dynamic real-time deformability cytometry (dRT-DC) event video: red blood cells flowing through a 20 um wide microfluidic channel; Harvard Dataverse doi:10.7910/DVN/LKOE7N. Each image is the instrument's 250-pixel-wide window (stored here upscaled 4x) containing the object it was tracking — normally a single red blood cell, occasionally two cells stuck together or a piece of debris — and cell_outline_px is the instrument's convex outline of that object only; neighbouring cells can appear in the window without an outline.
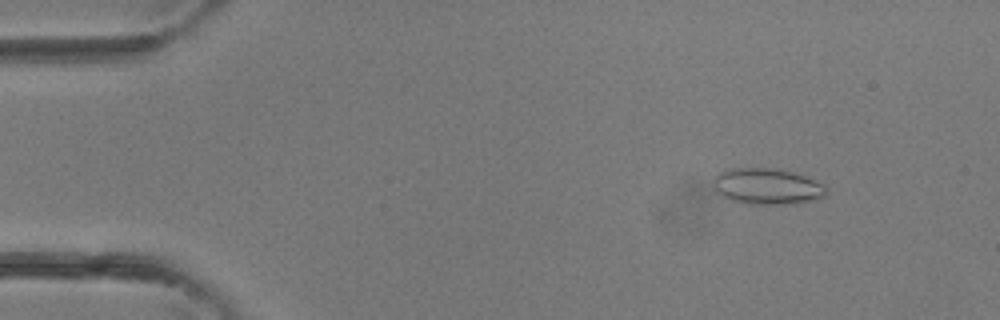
{"species": "common noctule bat (a hibernating species)", "species_latin": "Nyctalus noctula", "temperature_condition": "room temperature", "stored_images_in_passage": 38, "camera_frame_rate_fps": 3000, "um_per_image_px": 0.085, "animal": {"sex": "female"}, "frame": {"image": 1, "passage_image": 4, "time_ms": 1.0, "image_size_px": [1000, 320], "cell_outline_px": [[828, 192], [824, 196], [812, 200], [780, 204], [748, 204], [732, 200], [716, 192], [712, 184], [712, 180], [724, 168], [780, 168], [804, 176], [824, 184], [828, 188]], "centroid_in_image_um": [65.18, 15.82], "position_along_channel_um": 19.8, "area_um2": 23.81}}
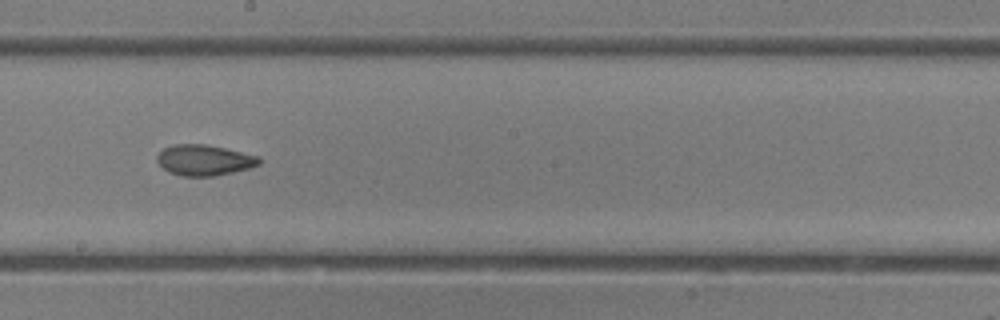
{"frame": {"image": 2, "passage_image": 21, "time_ms": 6.667, "image_size_px": [1000, 320], "cell_outline_px": [[260, 164], [248, 168], [232, 172], [212, 176], [180, 176], [168, 172], [156, 160], [156, 156], [164, 148], [176, 144], [204, 144], [224, 148], [260, 156]], "centroid_in_image_um": [17.35, 13.61], "position_along_channel_um": 230.9, "area_um2": 18.15}}
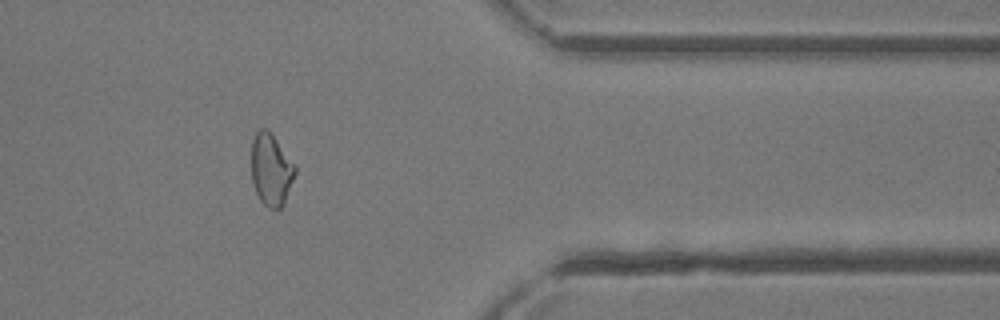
{"frame": {"image": 3, "passage_image": 31, "time_ms": 10.0, "image_size_px": [1000, 320], "cell_outline_px": [[296, 172], [284, 204], [280, 208], [268, 208], [260, 200], [256, 192], [252, 180], [252, 140], [256, 132], [260, 128], [268, 128], [296, 164]], "centroid_in_image_um": [23.06, 14.39], "position_along_channel_um": 388.3, "area_um2": 18.5}}